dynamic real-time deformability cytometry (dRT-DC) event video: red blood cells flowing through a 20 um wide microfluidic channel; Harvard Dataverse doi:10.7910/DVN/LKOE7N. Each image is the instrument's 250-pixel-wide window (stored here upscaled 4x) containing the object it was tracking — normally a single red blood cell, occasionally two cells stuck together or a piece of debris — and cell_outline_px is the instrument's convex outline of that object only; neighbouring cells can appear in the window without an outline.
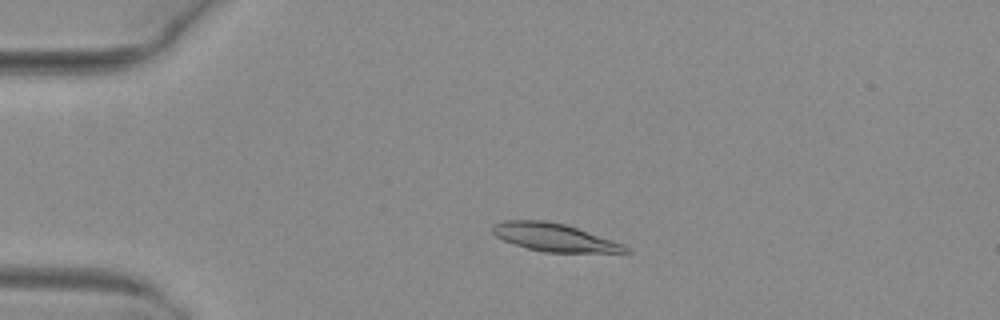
{"species": "common noctule bat (a hibernating species)", "species_latin": "Nyctalus noctula", "temperature_condition": "warm", "stored_images_in_passage": 50, "camera_frame_rate_fps": 3000, "um_per_image_px": 0.085, "animal": {"sex": "female", "body_mass_g": 29.2, "forearm_length_mm": 56.3}, "frame": {"image": 1, "passage_image": 10, "time_ms": 3.0, "image_size_px": [1000, 320], "cell_outline_px": [[632, 252], [544, 252], [528, 248], [504, 240], [496, 236], [492, 232], [492, 224], [504, 220], [544, 220], [564, 224], [624, 244]], "centroid_in_image_um": [47.08, 20.17], "position_along_channel_um": 37.9, "area_um2": 21.27}}
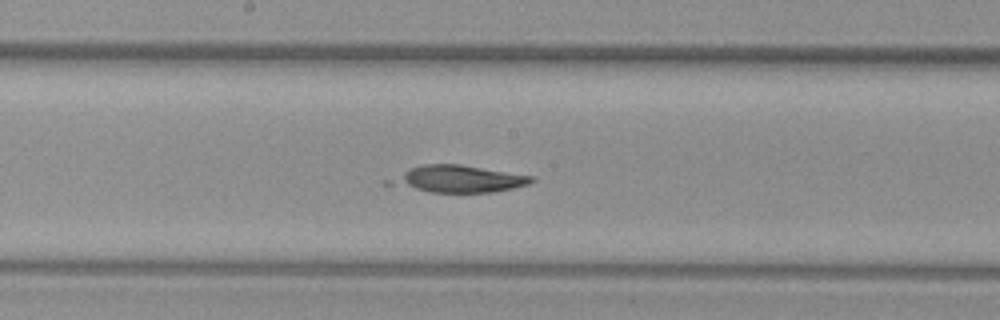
{"frame": {"image": 2, "passage_image": 26, "time_ms": 8.333, "image_size_px": [1000, 320], "cell_outline_px": [[536, 180], [528, 184], [512, 188], [492, 192], [428, 192], [380, 184], [380, 180], [420, 164], [460, 164], [532, 176]], "centroid_in_image_um": [38.74, 15.21], "position_along_channel_um": 209.5, "area_um2": 22.77}}
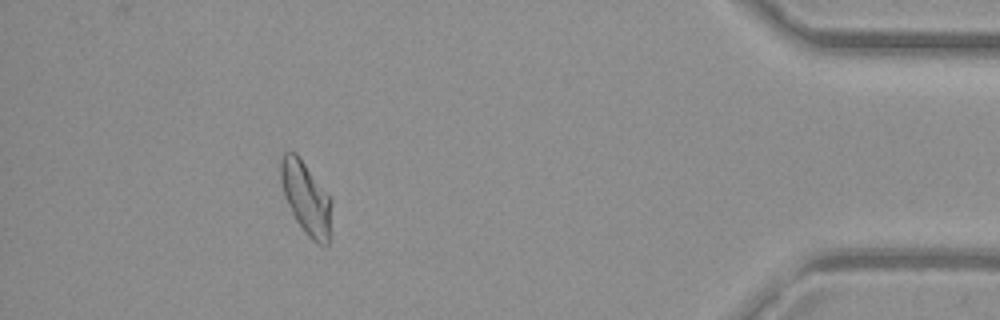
{"frame": {"image": 3, "passage_image": 45, "time_ms": 14.667, "image_size_px": [1000, 320], "cell_outline_px": [[332, 236], [328, 244], [316, 244], [304, 232], [296, 220], [284, 196], [280, 180], [280, 160], [284, 152], [296, 152], [332, 200]], "centroid_in_image_um": [26.05, 16.88], "position_along_channel_um": 409.2, "area_um2": 21.79}}